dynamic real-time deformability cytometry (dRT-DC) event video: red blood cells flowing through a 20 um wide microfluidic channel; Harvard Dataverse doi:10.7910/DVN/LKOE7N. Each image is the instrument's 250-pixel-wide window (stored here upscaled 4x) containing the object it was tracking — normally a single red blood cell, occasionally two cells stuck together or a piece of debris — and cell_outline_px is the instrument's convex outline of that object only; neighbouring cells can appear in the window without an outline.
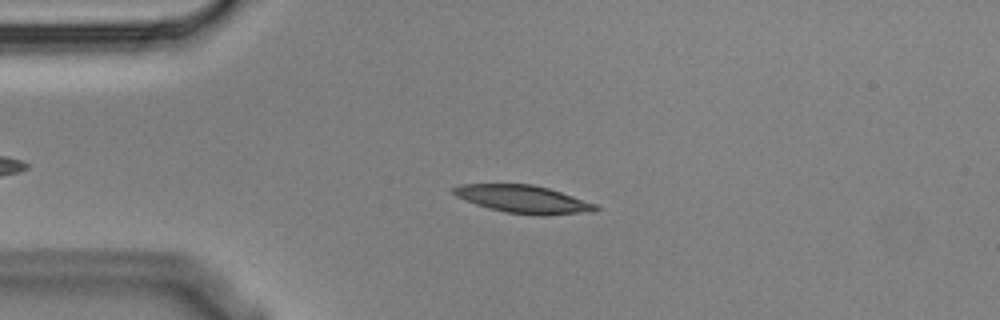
{"species": "Egyptian fruit bat (a non-hibernating species)", "species_latin": "Rousettus aegyptiacus", "temperature_condition": "cold", "stored_images_in_passage": 5, "camera_frame_rate_fps": 3000, "um_per_image_px": 0.085, "animal": {"sex": "male"}, "frame": {"image": 1, "passage_image": 3, "time_ms": 0.667, "image_size_px": [1000, 320], "cell_outline_px": [[600, 208], [596, 212], [544, 216], [540, 216], [508, 212], [488, 208], [476, 204], [456, 196], [452, 192], [452, 188], [460, 184], [532, 184], [548, 188], [596, 204]], "centroid_in_image_um": [44.51, 16.94], "position_along_channel_um": 40.5, "area_um2": 23.0}}
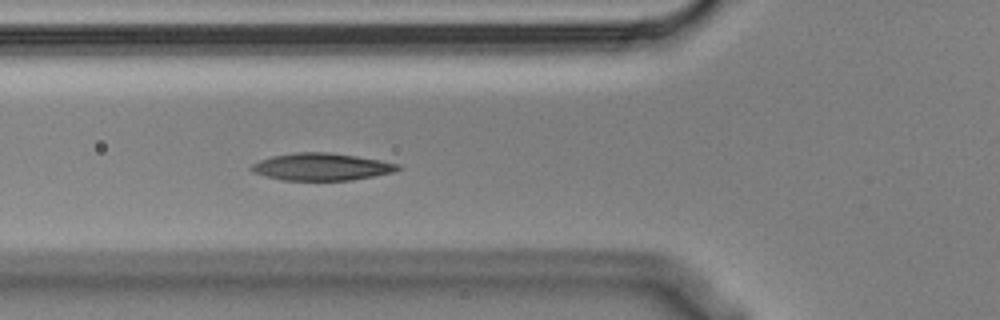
{"frame": {"image": 2, "passage_image": 5, "time_ms": 1.333, "image_size_px": [1000, 320], "cell_outline_px": [[400, 168], [392, 172], [352, 180], [280, 180], [252, 172], [248, 168], [252, 164], [260, 160], [272, 156], [296, 152], [328, 152], [356, 156], [380, 160], [400, 164]], "centroid_in_image_um": [27.28, 14.17], "position_along_channel_um": 98.5, "area_um2": 23.18}}